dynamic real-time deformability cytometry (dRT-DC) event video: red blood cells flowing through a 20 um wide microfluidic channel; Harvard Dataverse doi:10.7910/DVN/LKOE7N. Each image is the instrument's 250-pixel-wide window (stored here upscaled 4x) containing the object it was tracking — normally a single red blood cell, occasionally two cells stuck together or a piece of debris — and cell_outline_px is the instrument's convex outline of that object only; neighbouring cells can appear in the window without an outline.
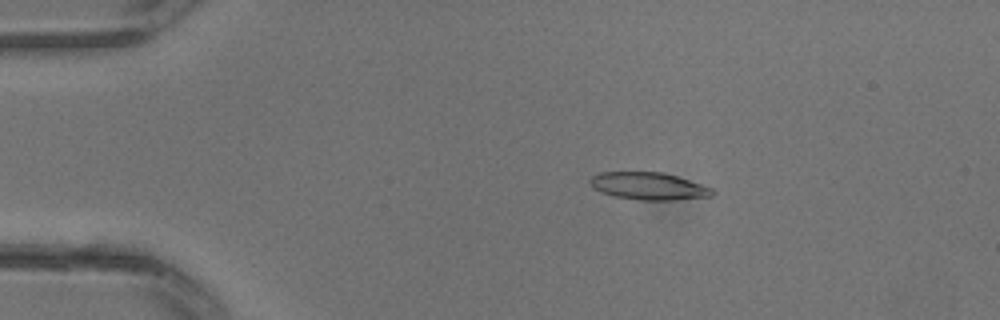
{"species": "common noctule bat (a hibernating species)", "species_latin": "Nyctalus noctula", "temperature_condition": "warm", "stored_images_in_passage": 31, "camera_frame_rate_fps": 3000, "um_per_image_px": 0.085, "animal": {"sex": "male", "body_mass_g": 13.3}, "frame": {"image": 1, "passage_image": 5, "time_ms": 1.333, "image_size_px": [1000, 320], "cell_outline_px": [[716, 192], [712, 196], [676, 200], [640, 200], [616, 196], [600, 192], [588, 180], [592, 176], [600, 172], [664, 172], [712, 188]], "centroid_in_image_um": [55.15, 15.82], "position_along_channel_um": 29.8, "area_um2": 19.36}}
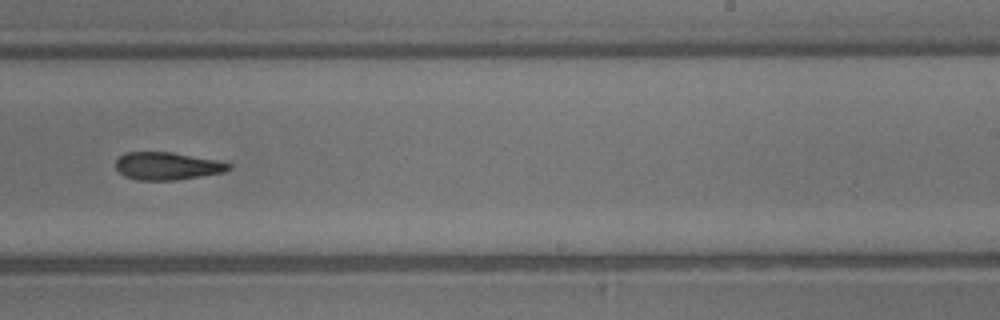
{"frame": {"image": 2, "passage_image": 19, "time_ms": 6.0, "image_size_px": [1000, 320], "cell_outline_px": [[232, 168], [224, 172], [176, 180], [136, 180], [124, 176], [116, 168], [116, 160], [124, 152], [172, 152], [220, 160], [232, 164]], "centroid_in_image_um": [14.24, 14.1], "position_along_channel_um": 274.8, "area_um2": 18.38}}
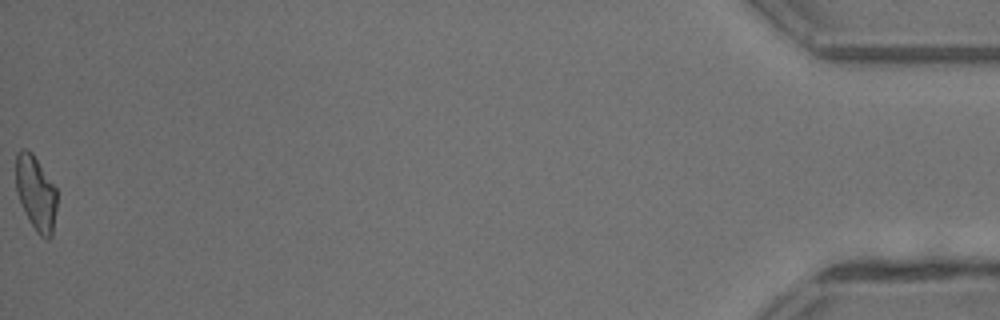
{"frame": {"image": 3, "passage_image": 31, "time_ms": 10.0, "image_size_px": [1000, 320], "cell_outline_px": [[56, 208], [52, 236], [48, 240], [40, 236], [36, 232], [24, 212], [16, 192], [16, 152], [20, 148], [24, 148], [32, 152], [56, 188]], "centroid_in_image_um": [3.03, 16.41], "position_along_channel_um": 432.2, "area_um2": 17.98}}